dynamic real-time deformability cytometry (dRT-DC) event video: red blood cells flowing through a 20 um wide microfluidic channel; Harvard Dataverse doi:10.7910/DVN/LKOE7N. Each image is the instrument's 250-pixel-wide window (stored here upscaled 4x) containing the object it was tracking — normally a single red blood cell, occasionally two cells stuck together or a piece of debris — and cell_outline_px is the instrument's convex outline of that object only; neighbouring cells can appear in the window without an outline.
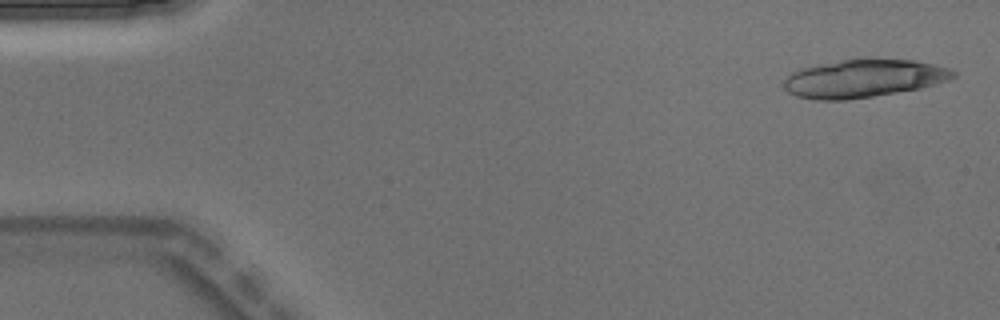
{"species": "Egyptian fruit bat (a non-hibernating species)", "species_latin": "Rousettus aegyptiacus", "temperature_condition": "warm", "stored_images_in_passage": 4, "camera_frame_rate_fps": 3000, "um_per_image_px": 0.085, "animal": {"sex": "male"}, "frame": {"image": 1, "passage_image": 1, "time_ms": 0.0, "image_size_px": [1000, 320], "cell_outline_px": [[956, 76], [948, 80], [920, 88], [848, 100], [816, 100], [796, 96], [788, 92], [784, 88], [784, 80], [792, 72], [804, 68], [840, 60], [864, 56], [868, 56], [916, 60], [948, 68], [956, 72]], "centroid_in_image_um": [73.42, 6.64], "position_along_channel_um": 11.6, "area_um2": 37.97}}
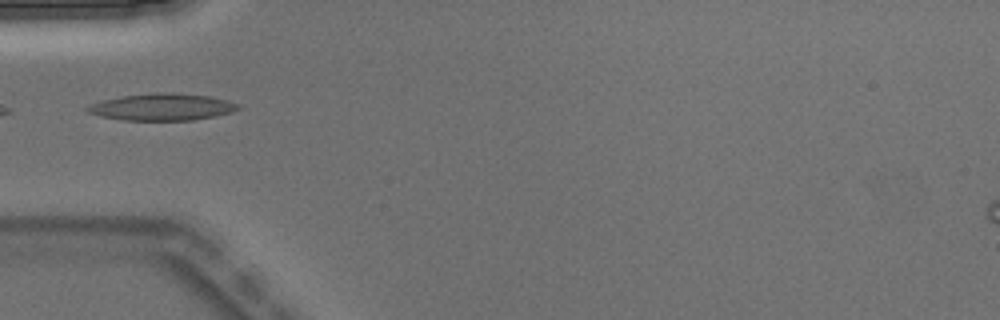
{"frame": {"image": 2, "passage_image": 4, "time_ms": 1.0, "image_size_px": [1000, 320], "cell_outline_px": [[240, 108], [232, 112], [192, 120], [120, 120], [100, 116], [88, 112], [84, 108], [88, 104], [100, 100], [124, 96], [156, 92], [172, 92], [208, 96], [228, 100], [240, 104]], "centroid_in_image_um": [13.74, 9.09], "position_along_channel_um": 71.3, "area_um2": 23.7}}